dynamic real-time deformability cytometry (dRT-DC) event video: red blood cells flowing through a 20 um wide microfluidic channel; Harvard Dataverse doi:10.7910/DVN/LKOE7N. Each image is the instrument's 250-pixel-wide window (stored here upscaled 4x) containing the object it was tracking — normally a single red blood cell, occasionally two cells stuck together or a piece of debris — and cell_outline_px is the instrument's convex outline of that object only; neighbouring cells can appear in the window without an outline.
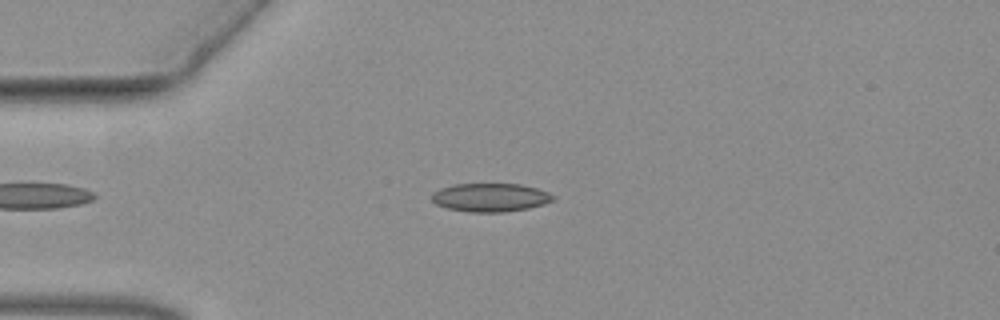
{"species": "common noctule bat (a hibernating species)", "species_latin": "Nyctalus noctula", "temperature_condition": "warm", "stored_images_in_passage": 55, "camera_frame_rate_fps": 3000, "um_per_image_px": 0.085, "animal": {"sex": "female", "body_mass_g": 19.3, "forearm_length_mm": 54.1}, "frame": {"image": 1, "passage_image": 14, "time_ms": 4.333, "image_size_px": [1000, 320], "cell_outline_px": [[556, 200], [544, 204], [528, 208], [504, 212], [468, 212], [448, 208], [436, 204], [432, 200], [432, 192], [440, 188], [456, 184], [520, 184], [536, 188], [548, 192], [556, 196]], "centroid_in_image_um": [41.71, 16.78], "position_along_channel_um": 43.3, "area_um2": 20.17}}
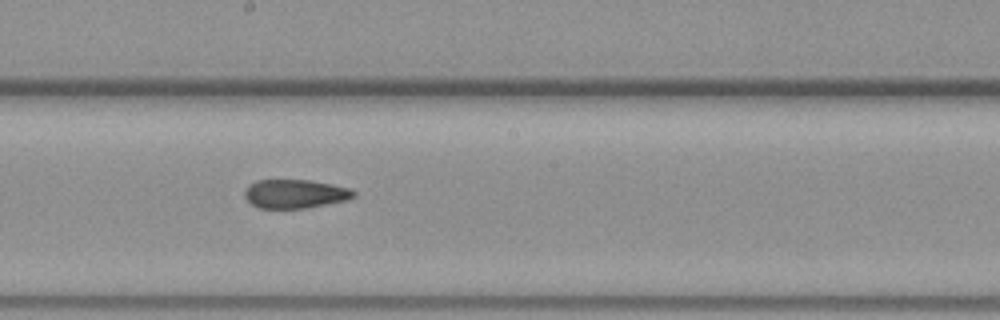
{"frame": {"image": 2, "passage_image": 30, "time_ms": 9.667, "image_size_px": [1000, 320], "cell_outline_px": [[356, 196], [348, 200], [308, 208], [256, 208], [244, 196], [244, 192], [248, 184], [256, 180], [308, 180], [332, 184], [348, 188], [356, 192]], "centroid_in_image_um": [25.08, 16.48], "position_along_channel_um": 223.1, "area_um2": 18.44}}
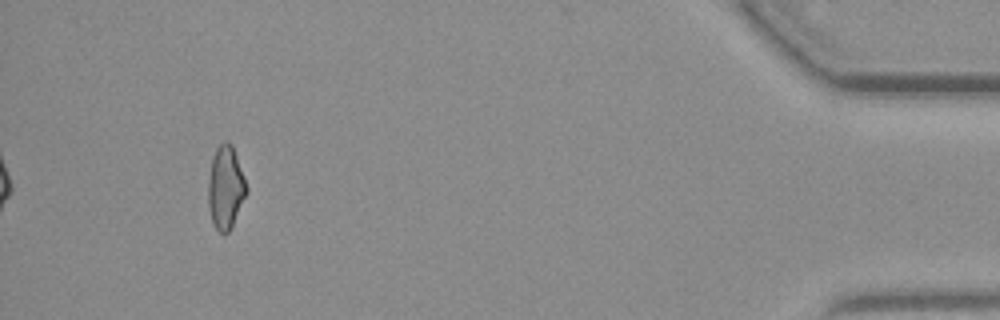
{"frame": {"image": 3, "passage_image": 51, "time_ms": 16.667, "image_size_px": [1000, 320], "cell_outline_px": [[248, 192], [228, 232], [220, 232], [212, 224], [208, 208], [208, 180], [212, 156], [216, 148], [224, 140], [228, 140], [232, 144], [244, 176], [248, 188]], "centroid_in_image_um": [19.16, 15.9], "position_along_channel_um": 416.0, "area_um2": 18.61}}